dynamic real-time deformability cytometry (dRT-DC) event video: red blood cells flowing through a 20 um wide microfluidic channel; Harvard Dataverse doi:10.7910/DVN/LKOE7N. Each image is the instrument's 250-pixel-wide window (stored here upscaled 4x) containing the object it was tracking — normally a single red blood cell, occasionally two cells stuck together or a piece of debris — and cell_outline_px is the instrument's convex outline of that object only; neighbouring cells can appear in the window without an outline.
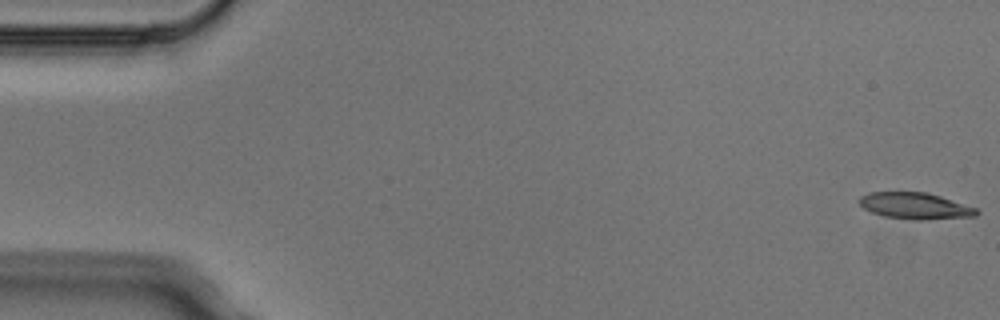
{"species": "Egyptian fruit bat (a non-hibernating species)", "species_latin": "Rousettus aegyptiacus", "temperature_condition": "cold", "stored_images_in_passage": 5, "camera_frame_rate_fps": 3000, "um_per_image_px": 0.085, "animal": {"sex": "male"}, "frame": {"image": 1, "passage_image": 1, "time_ms": 0.0, "image_size_px": [1000, 320], "cell_outline_px": [[980, 212], [976, 216], [920, 220], [912, 220], [884, 216], [872, 212], [864, 208], [856, 200], [860, 196], [868, 192], [928, 192], [976, 208]], "centroid_in_image_um": [77.75, 17.49], "position_along_channel_um": 7.2, "area_um2": 18.09}}
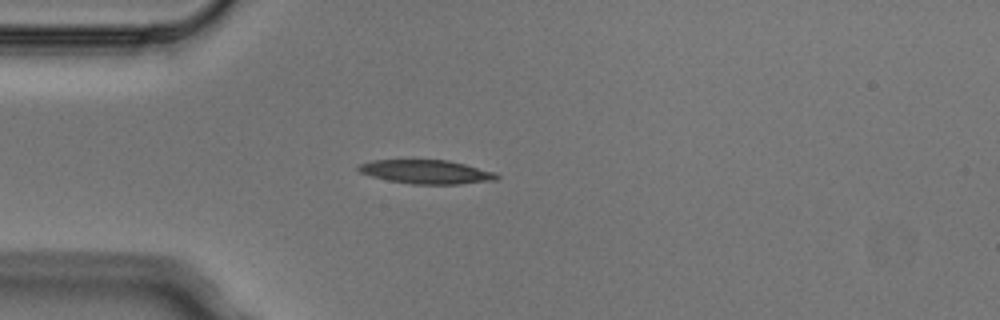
{"frame": {"image": 2, "passage_image": 4, "time_ms": 1.0, "image_size_px": [1000, 320], "cell_outline_px": [[500, 176], [496, 180], [460, 184], [412, 184], [388, 180], [372, 176], [360, 172], [356, 168], [360, 164], [372, 160], [448, 160], [496, 172]], "centroid_in_image_um": [36.26, 14.61], "position_along_channel_um": 48.7, "area_um2": 19.13}}